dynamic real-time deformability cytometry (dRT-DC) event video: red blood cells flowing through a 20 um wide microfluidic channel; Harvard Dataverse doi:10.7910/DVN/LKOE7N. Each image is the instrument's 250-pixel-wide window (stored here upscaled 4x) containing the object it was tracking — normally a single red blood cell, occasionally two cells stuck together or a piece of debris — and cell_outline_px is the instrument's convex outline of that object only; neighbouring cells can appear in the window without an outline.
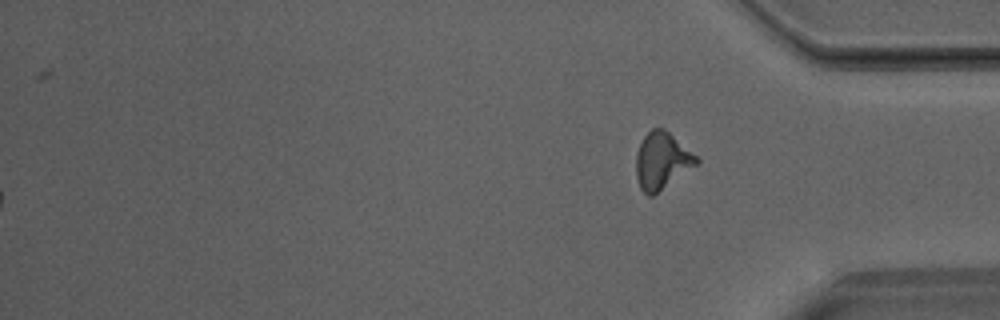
{"species": "Egyptian fruit bat (a non-hibernating species)", "species_latin": "Rousettus aegyptiacus", "temperature_condition": "room temperature", "stored_images_in_passage": 46, "segment_of_instrument_passage": [2, 2], "camera_frame_rate_fps": 3000, "um_per_image_px": 0.085, "animal": {"sex": "male"}, "frame": {"image": 1, "passage_image": 46, "time_ms": 15.0, "image_size_px": [1000, 320], "cell_outline_px": [[700, 160], [696, 164], [652, 196], [648, 196], [640, 188], [636, 176], [636, 152], [644, 136], [652, 128], [664, 128], [696, 156]], "centroid_in_image_um": [56.21, 13.65], "position_along_channel_um": 379.0, "area_um2": 19.48}}